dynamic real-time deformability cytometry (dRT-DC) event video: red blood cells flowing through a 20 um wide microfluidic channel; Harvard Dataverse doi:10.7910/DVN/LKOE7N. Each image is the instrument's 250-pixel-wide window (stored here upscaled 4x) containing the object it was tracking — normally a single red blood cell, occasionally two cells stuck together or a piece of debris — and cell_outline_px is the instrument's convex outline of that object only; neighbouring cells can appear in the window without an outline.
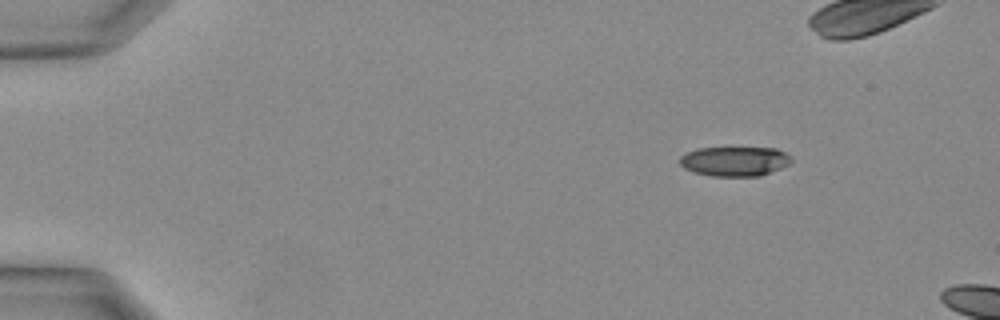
{"species": "Egyptian fruit bat (a non-hibernating species)", "species_latin": "Rousettus aegyptiacus", "temperature_condition": "warm", "stored_images_in_passage": 5, "camera_frame_rate_fps": 3000, "um_per_image_px": 0.085, "animal": {"sex": "female"}, "frame": {"image": 1, "passage_image": 2, "time_ms": 0.333, "image_size_px": [1000, 320], "cell_outline_px": [[792, 160], [788, 164], [780, 168], [760, 176], [712, 176], [692, 172], [684, 168], [680, 164], [680, 156], [688, 152], [700, 148], [776, 148], [792, 156]], "centroid_in_image_um": [62.45, 13.71], "position_along_channel_um": 22.6, "area_um2": 19.19}}